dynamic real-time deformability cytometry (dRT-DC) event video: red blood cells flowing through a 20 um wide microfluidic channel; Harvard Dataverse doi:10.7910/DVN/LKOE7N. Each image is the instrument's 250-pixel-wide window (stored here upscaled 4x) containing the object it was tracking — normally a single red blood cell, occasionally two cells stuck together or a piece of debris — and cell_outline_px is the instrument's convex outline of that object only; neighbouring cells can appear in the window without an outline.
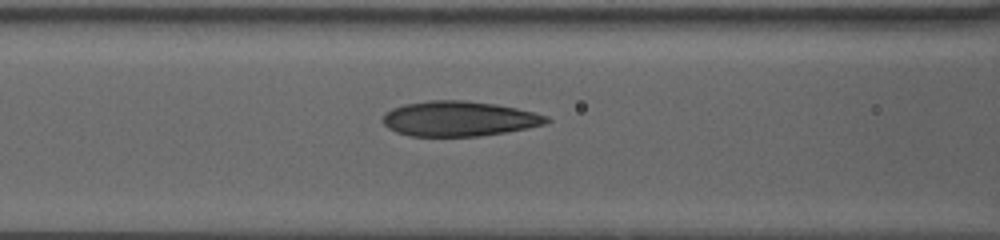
{"species": "human", "species_latin": "Homo sapiens", "temperature_condition": "warm", "stored_images_in_passage": 68, "camera_frame_rate_fps": 3000, "um_per_image_px": 0.085, "donor": {"sex": "female"}, "frame": {"image": 1, "passage_image": 42, "time_ms": 7.333, "image_size_px": [1000, 240], "cell_outline_px": [[552, 120], [544, 124], [504, 132], [476, 136], [412, 136], [396, 132], [388, 128], [384, 124], [384, 116], [392, 108], [404, 104], [428, 100], [464, 100], [496, 104], [516, 108], [548, 116]], "centroid_in_image_um": [39.0, 10.08], "position_along_channel_um": 127.6, "area_um2": 33.12}}
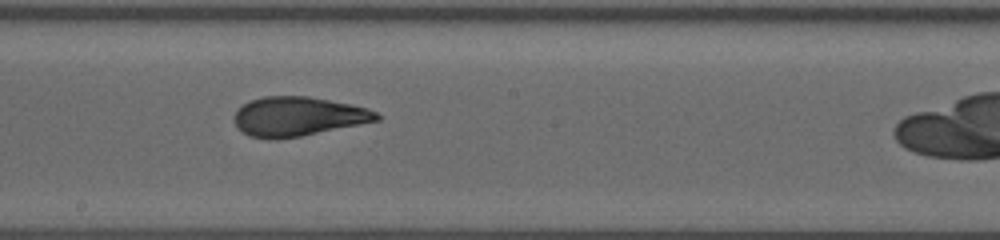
{"frame": {"image": 2, "passage_image": 50, "time_ms": 10.333, "image_size_px": [1000, 240], "cell_outline_px": [[380, 120], [300, 136], [272, 140], [248, 136], [236, 128], [236, 112], [244, 104], [252, 100], [264, 96], [308, 96], [352, 104], [368, 108], [376, 112], [380, 116]], "centroid_in_image_um": [25.34, 9.9], "position_along_channel_um": 222.9, "area_um2": 32.43}}
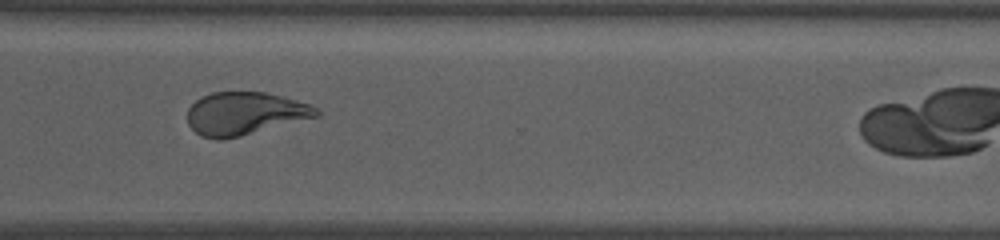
{"frame": {"image": 3, "passage_image": 61, "time_ms": 14.333, "image_size_px": [1000, 240], "cell_outline_px": [[320, 116], [240, 136], [220, 140], [200, 136], [188, 124], [188, 108], [200, 96], [212, 92], [264, 92], [312, 104], [320, 112]], "centroid_in_image_um": [20.8, 9.65], "position_along_channel_um": 349.8, "area_um2": 32.19}}